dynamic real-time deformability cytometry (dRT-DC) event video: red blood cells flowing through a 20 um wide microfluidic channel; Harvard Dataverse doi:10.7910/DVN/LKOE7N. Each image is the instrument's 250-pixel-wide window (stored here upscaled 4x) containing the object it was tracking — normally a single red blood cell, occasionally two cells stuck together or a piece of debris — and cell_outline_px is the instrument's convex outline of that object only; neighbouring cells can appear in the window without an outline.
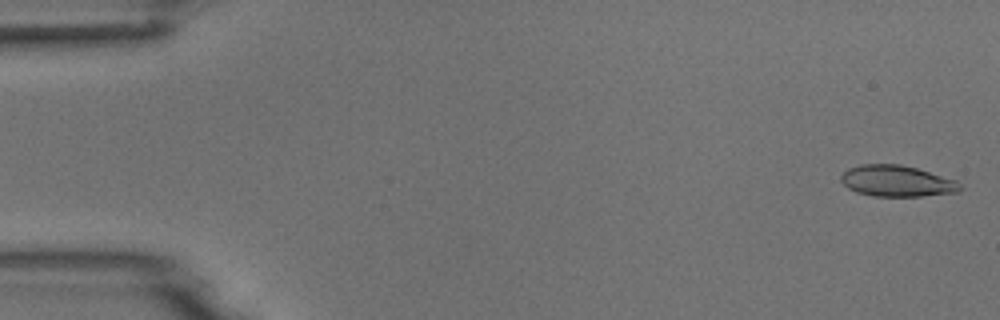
{"species": "common noctule bat (a hibernating species)", "species_latin": "Nyctalus noctula", "temperature_condition": "room temperature", "stored_images_in_passage": 4, "camera_frame_rate_fps": 3000, "um_per_image_px": 0.085, "animal": {"sex": "male", "body_mass_g": 18.8}, "frame": {"image": 1, "passage_image": 1, "time_ms": 0.0, "image_size_px": [1000, 320], "cell_outline_px": [[964, 188], [960, 192], [920, 196], [872, 196], [856, 192], [848, 188], [840, 180], [840, 176], [848, 168], [860, 164], [900, 164], [916, 168], [956, 180]], "centroid_in_image_um": [76.23, 15.39], "position_along_channel_um": 8.8, "area_um2": 21.73}}
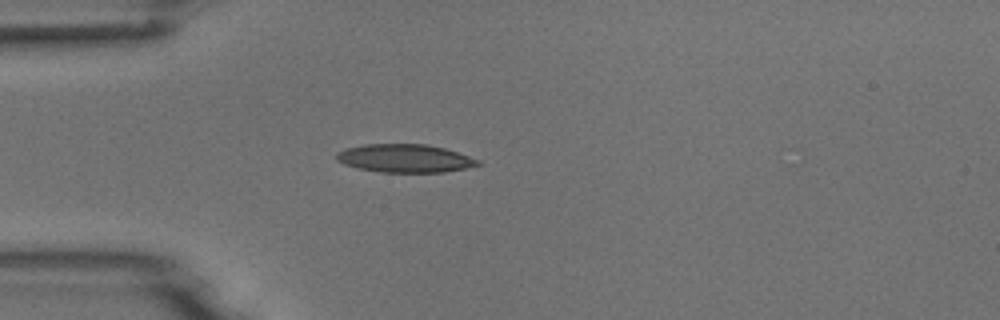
{"frame": {"image": 2, "passage_image": 4, "time_ms": 4.333, "image_size_px": [1000, 320], "cell_outline_px": [[480, 164], [464, 168], [444, 172], [380, 172], [356, 168], [344, 164], [336, 160], [336, 152], [344, 148], [364, 144], [428, 144], [444, 148], [480, 160]], "centroid_in_image_um": [34.35, 13.45], "position_along_channel_um": 50.7, "area_um2": 23.24}}